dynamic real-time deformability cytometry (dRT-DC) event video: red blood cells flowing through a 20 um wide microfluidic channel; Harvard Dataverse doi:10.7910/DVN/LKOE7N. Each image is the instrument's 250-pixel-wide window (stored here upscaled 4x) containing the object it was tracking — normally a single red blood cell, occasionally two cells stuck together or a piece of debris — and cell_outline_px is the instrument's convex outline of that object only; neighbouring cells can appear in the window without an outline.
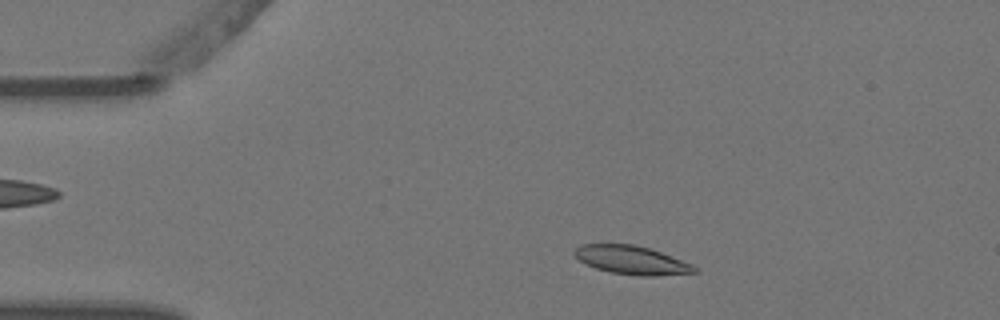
{"species": "Egyptian fruit bat (a non-hibernating species)", "species_latin": "Rousettus aegyptiacus", "temperature_condition": "warm", "stored_images_in_passage": 5, "camera_frame_rate_fps": 3000, "um_per_image_px": 0.085, "animal": {"sex": "female"}, "frame": {"image": 1, "passage_image": 1, "time_ms": 0.0, "image_size_px": [1000, 320], "cell_outline_px": [[696, 272], [652, 276], [640, 276], [608, 272], [596, 268], [580, 260], [572, 252], [576, 248], [584, 244], [632, 244], [648, 248], [660, 252], [692, 264], [696, 268]], "centroid_in_image_um": [53.67, 22.11], "position_along_channel_um": 31.3, "area_um2": 19.59}}
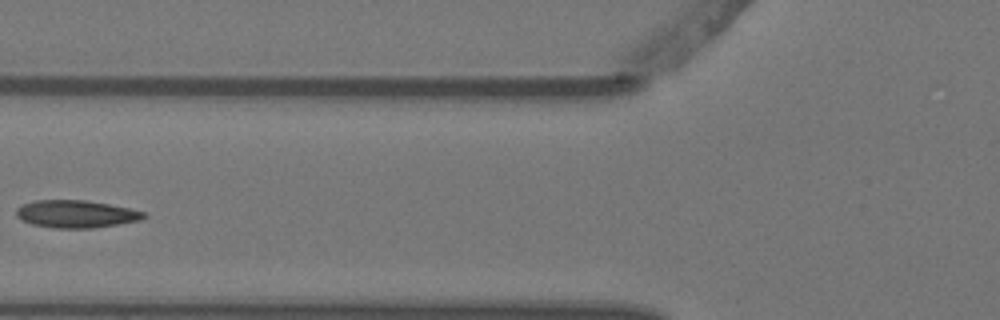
{"frame": {"image": 2, "passage_image": 4, "time_ms": 1.0, "image_size_px": [1000, 320], "cell_outline_px": [[148, 216], [140, 220], [92, 228], [56, 228], [32, 224], [16, 216], [16, 208], [32, 200], [84, 200], [108, 204], [128, 208], [144, 212]], "centroid_in_image_um": [6.45, 18.18], "position_along_channel_um": 119.4, "area_um2": 20.23}}
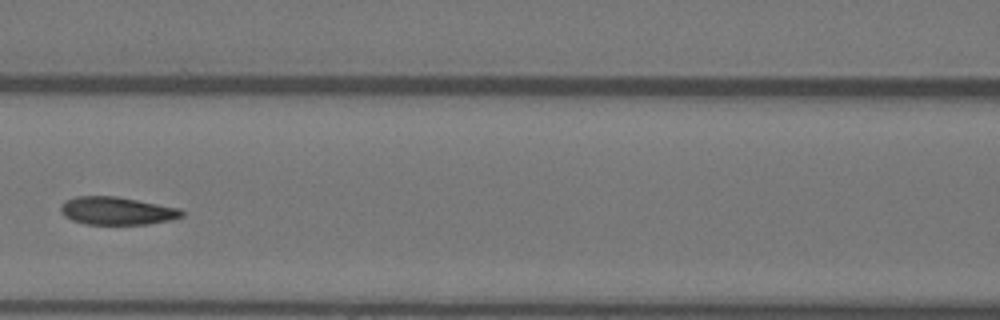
{"frame": {"image": 3, "passage_image": 5, "time_ms": 1.333, "image_size_px": [1000, 320], "cell_outline_px": [[184, 216], [172, 220], [148, 224], [84, 224], [72, 220], [64, 216], [60, 212], [60, 208], [68, 200], [76, 196], [116, 196], [180, 208], [184, 212]], "centroid_in_image_um": [9.97, 17.93], "position_along_channel_um": 156.6, "area_um2": 19.65}}